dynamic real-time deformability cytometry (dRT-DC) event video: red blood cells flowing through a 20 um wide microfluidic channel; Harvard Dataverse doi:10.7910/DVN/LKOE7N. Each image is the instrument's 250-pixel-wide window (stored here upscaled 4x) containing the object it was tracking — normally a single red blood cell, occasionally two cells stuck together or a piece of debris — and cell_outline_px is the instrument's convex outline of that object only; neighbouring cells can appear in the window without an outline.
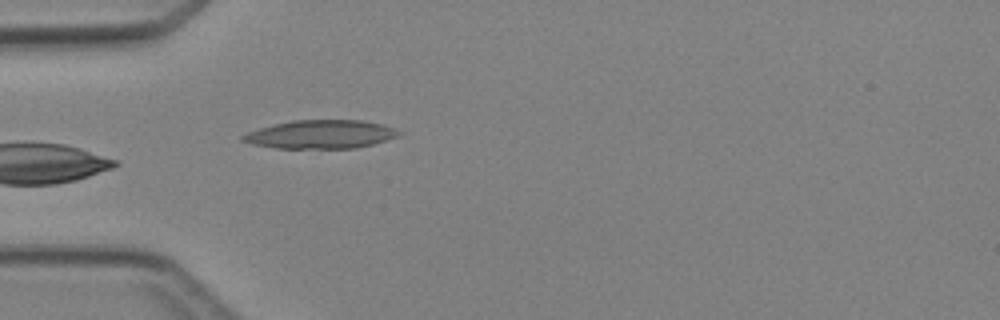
{"species": "Egyptian fruit bat (a non-hibernating species)", "species_latin": "Rousettus aegyptiacus", "temperature_condition": "cold", "stored_images_in_passage": 4, "camera_frame_rate_fps": 3000, "um_per_image_px": 0.085, "animal": {"sex": "female"}, "frame": {"image": 1, "passage_image": 4, "time_ms": 4.667, "image_size_px": [1000, 320], "cell_outline_px": [[400, 136], [372, 144], [356, 148], [276, 148], [252, 144], [240, 140], [240, 136], [248, 132], [260, 128], [292, 120], [364, 120], [384, 124], [396, 128], [400, 132]], "centroid_in_image_um": [27.29, 11.41], "position_along_channel_um": 57.7, "area_um2": 25.95}}